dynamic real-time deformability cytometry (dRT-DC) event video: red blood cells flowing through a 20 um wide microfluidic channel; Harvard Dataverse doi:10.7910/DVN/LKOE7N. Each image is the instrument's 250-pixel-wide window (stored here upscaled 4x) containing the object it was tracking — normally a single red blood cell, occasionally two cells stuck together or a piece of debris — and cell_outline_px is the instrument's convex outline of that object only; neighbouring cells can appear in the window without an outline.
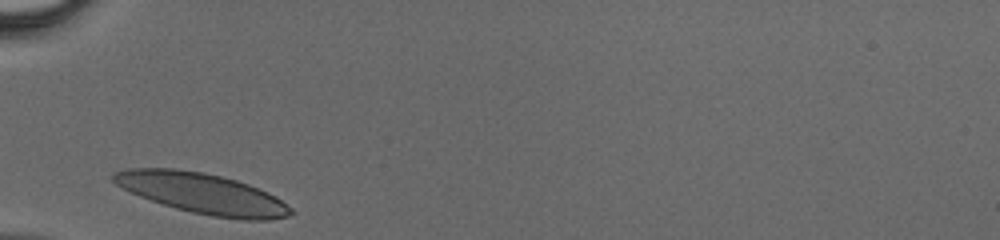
{"species": "human", "species_latin": "Homo sapiens", "temperature_condition": "cold", "stored_images_in_passage": 23, "camera_frame_rate_fps": 3000, "um_per_image_px": 0.085, "donor": {"sex": "male"}, "frame": {"image": 1, "passage_image": 1, "time_ms": 0.0, "image_size_px": [1000, 240], "cell_outline_px": [[296, 212], [288, 216], [268, 220], [240, 220], [212, 216], [192, 212], [176, 208], [140, 196], [116, 184], [108, 176], [112, 172], [128, 168], [172, 168], [204, 172], [236, 180], [248, 184], [268, 192], [276, 196], [292, 208]], "centroid_in_image_um": [17.21, 16.44], "position_along_channel_um": 67.8, "area_um2": 41.91}}
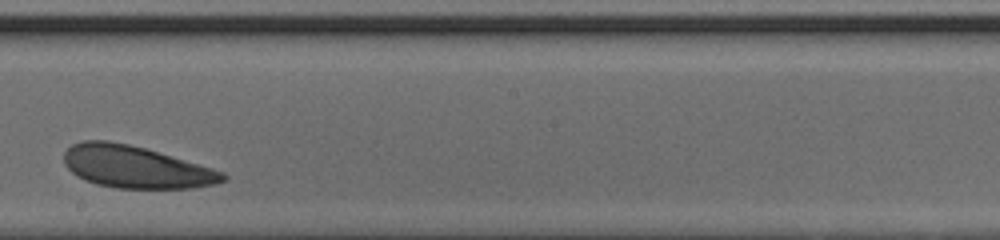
{"frame": {"image": 2, "passage_image": 13, "time_ms": 4.0, "image_size_px": [1000, 240], "cell_outline_px": [[228, 180], [216, 184], [192, 188], [116, 188], [96, 184], [84, 180], [76, 176], [64, 164], [64, 152], [72, 144], [84, 140], [108, 140], [128, 144], [144, 148], [212, 168], [224, 172], [228, 176]], "centroid_in_image_um": [11.53, 14.2], "position_along_channel_um": 236.7, "area_um2": 39.02}}
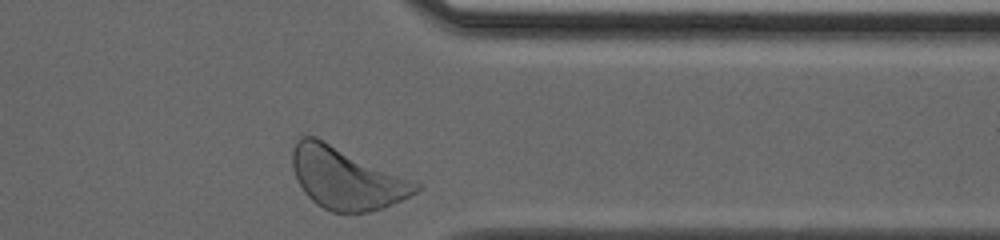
{"frame": {"image": 3, "passage_image": 23, "time_ms": 7.333, "image_size_px": [1000, 240], "cell_outline_px": [[424, 188], [384, 208], [368, 212], [332, 212], [316, 204], [304, 192], [292, 168], [292, 148], [296, 140], [300, 136], [316, 136], [420, 184]], "centroid_in_image_um": [29.4, 15.15], "position_along_channel_um": 382.0, "area_um2": 43.99}}